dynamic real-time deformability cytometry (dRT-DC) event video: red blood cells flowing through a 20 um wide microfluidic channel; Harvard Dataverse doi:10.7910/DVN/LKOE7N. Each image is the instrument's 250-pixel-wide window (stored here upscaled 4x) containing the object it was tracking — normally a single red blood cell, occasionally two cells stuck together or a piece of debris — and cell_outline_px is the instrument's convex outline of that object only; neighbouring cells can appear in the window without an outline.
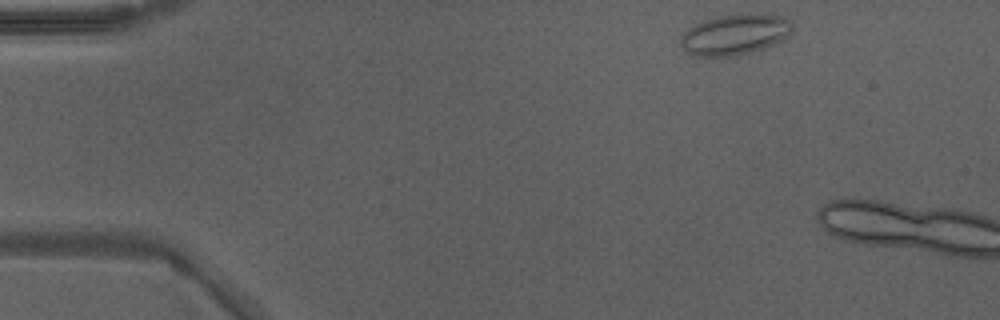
{"species": "Egyptian fruit bat (a non-hibernating species)", "species_latin": "Rousettus aegyptiacus", "temperature_condition": "warm", "stored_images_in_passage": 9, "camera_frame_rate_fps": 3000, "um_per_image_px": 0.085, "animal": {"sex": "male"}, "frame": {"image": 1, "passage_image": 1, "time_ms": 0.0, "image_size_px": [1000, 320], "cell_outline_px": [[792, 32], [780, 40], [764, 48], [732, 56], [692, 56], [680, 44], [680, 36], [688, 28], [704, 20], [720, 16], [756, 12], [784, 16], [792, 20]], "centroid_in_image_um": [62.48, 2.9], "position_along_channel_um": 22.5, "area_um2": 26.53}}